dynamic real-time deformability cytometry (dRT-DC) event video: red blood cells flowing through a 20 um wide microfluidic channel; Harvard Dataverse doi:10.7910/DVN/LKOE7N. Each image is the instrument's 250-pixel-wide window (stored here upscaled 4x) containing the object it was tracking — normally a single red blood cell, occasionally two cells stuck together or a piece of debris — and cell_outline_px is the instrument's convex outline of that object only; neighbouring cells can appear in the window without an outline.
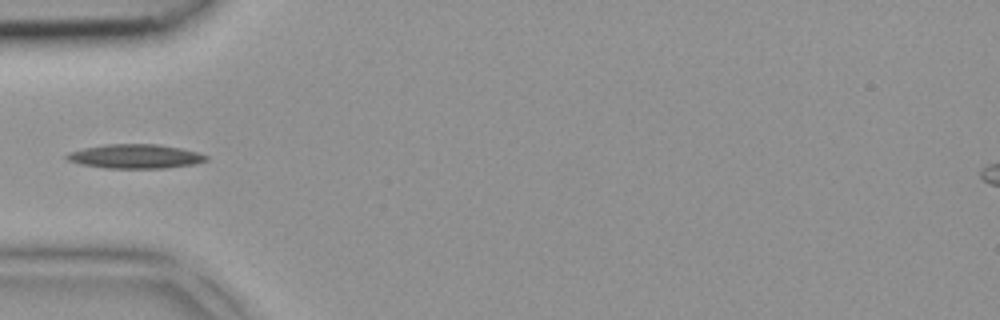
{"species": "common noctule bat (a hibernating species)", "species_latin": "Nyctalus noctula", "temperature_condition": "room temperature", "stored_images_in_passage": 4, "camera_frame_rate_fps": 3000, "um_per_image_px": 0.085, "animal": {"sex": "female", "body_mass_g": 18.4}, "frame": {"image": 1, "passage_image": 4, "time_ms": 1.0, "image_size_px": [1000, 320], "cell_outline_px": [[208, 160], [196, 164], [164, 168], [104, 168], [80, 164], [68, 160], [64, 156], [68, 152], [84, 148], [104, 144], [160, 144], [180, 148], [196, 152], [208, 156]], "centroid_in_image_um": [11.48, 13.29], "position_along_channel_um": 73.5, "area_um2": 19.71}}